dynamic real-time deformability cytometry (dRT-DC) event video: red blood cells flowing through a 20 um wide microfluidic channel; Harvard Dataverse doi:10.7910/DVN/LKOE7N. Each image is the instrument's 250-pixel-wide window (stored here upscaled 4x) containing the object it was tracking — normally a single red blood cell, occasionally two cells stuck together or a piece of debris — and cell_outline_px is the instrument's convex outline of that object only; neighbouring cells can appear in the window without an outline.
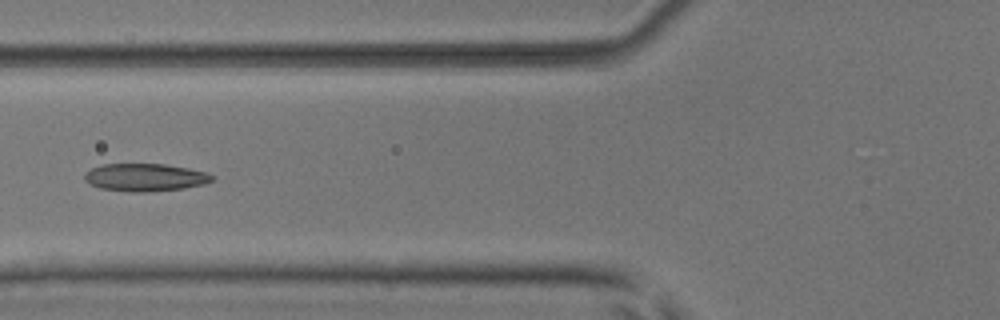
{"species": "common noctule bat (a hibernating species)", "species_latin": "Nyctalus noctula", "temperature_condition": "room temperature", "stored_images_in_passage": 24, "camera_frame_rate_fps": 3000, "um_per_image_px": 0.085, "animal": {"sex": "male", "body_mass_g": 17.9, "forearm_length_mm": 54.2}, "frame": {"image": 1, "passage_image": 21, "time_ms": 6.667, "image_size_px": [1000, 320], "cell_outline_px": [[212, 180], [204, 184], [184, 188], [148, 192], [132, 192], [100, 188], [84, 180], [84, 176], [92, 168], [104, 164], [164, 164], [188, 168], [204, 172], [212, 176]], "centroid_in_image_um": [12.33, 15.08], "position_along_channel_um": 113.5, "area_um2": 20.29}}
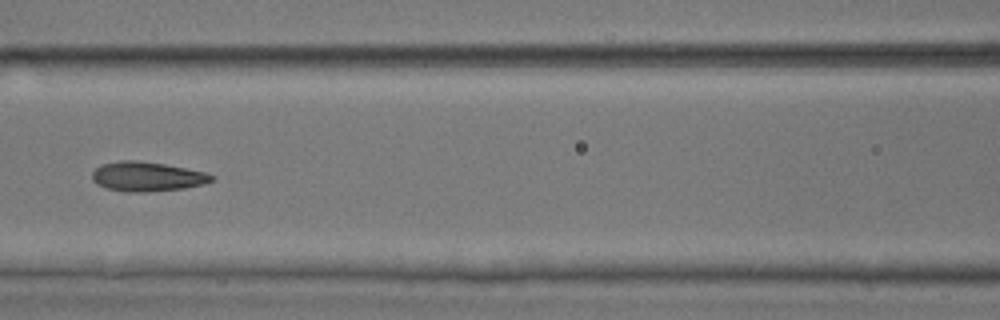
{"frame": {"image": 2, "passage_image": 24, "time_ms": 7.667, "image_size_px": [1000, 320], "cell_outline_px": [[216, 180], [204, 184], [184, 188], [144, 192], [128, 192], [108, 188], [96, 184], [92, 180], [92, 172], [96, 168], [104, 164], [120, 160], [136, 160], [164, 164], [204, 172], [216, 176]], "centroid_in_image_um": [12.52, 15.01], "position_along_channel_um": 154.1, "area_um2": 20.46}}